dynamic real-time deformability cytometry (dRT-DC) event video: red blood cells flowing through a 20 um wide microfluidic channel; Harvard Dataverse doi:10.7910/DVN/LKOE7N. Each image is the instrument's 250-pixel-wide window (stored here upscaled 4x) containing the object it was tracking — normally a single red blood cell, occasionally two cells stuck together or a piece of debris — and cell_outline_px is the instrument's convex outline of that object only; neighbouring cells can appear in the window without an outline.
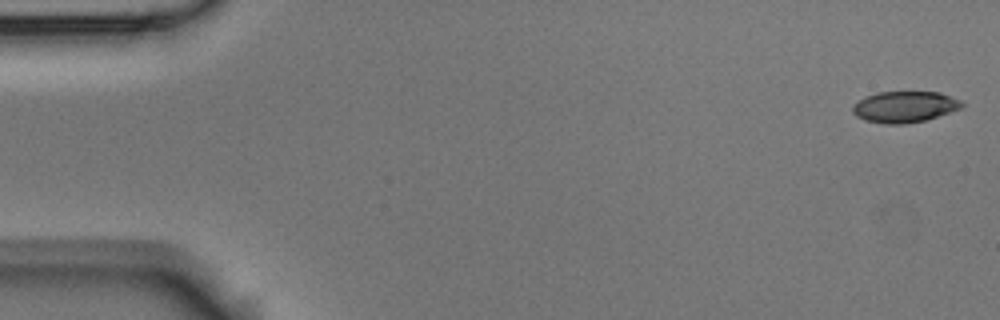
{"species": "Egyptian fruit bat (a non-hibernating species)", "species_latin": "Rousettus aegyptiacus", "temperature_condition": "room temperature", "stored_images_in_passage": 5, "camera_frame_rate_fps": 3000, "um_per_image_px": 0.085, "animal": {"sex": "male"}, "frame": {"image": 1, "passage_image": 1, "time_ms": 0.0, "image_size_px": [1000, 320], "cell_outline_px": [[964, 104], [960, 108], [924, 120], [904, 124], [884, 124], [864, 120], [856, 116], [852, 112], [852, 104], [864, 96], [876, 92], [940, 92], [960, 100]], "centroid_in_image_um": [76.82, 9.07], "position_along_channel_um": 8.2, "area_um2": 19.83}}
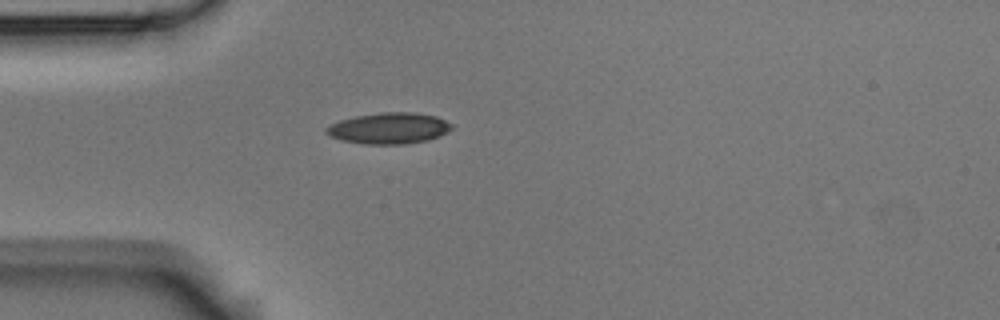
{"frame": {"image": 2, "passage_image": 5, "time_ms": 1.333, "image_size_px": [1000, 320], "cell_outline_px": [[452, 128], [448, 132], [440, 136], [428, 140], [404, 144], [364, 144], [340, 140], [324, 132], [324, 128], [340, 120], [356, 116], [380, 112], [416, 112], [436, 116], [452, 124]], "centroid_in_image_um": [33.07, 10.9], "position_along_channel_um": 51.9, "area_um2": 22.83}}